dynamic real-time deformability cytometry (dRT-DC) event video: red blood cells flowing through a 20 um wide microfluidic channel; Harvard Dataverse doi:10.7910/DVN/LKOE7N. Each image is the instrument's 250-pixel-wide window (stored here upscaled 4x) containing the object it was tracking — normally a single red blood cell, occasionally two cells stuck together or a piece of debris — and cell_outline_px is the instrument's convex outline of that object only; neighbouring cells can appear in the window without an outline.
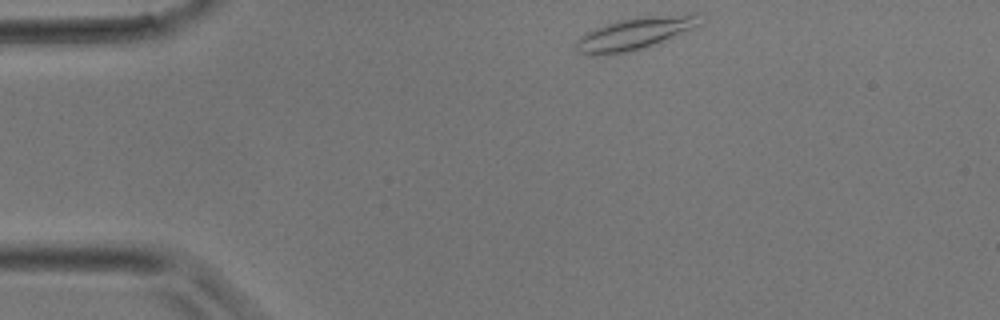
{"species": "common noctule bat (a hibernating species)", "species_latin": "Nyctalus noctula", "temperature_condition": "room temperature", "stored_images_in_passage": 4, "camera_frame_rate_fps": 3000, "um_per_image_px": 0.085, "animal": {"sex": "male", "body_mass_g": 17.9}, "frame": {"image": 1, "passage_image": 1, "time_ms": 0.0, "image_size_px": [1000, 320], "cell_outline_px": [[700, 24], [652, 44], [640, 48], [624, 52], [604, 56], [592, 56], [580, 52], [576, 48], [576, 40], [580, 36], [604, 24], [616, 20], [644, 16], [688, 12], [700, 12]], "centroid_in_image_um": [53.94, 2.81], "position_along_channel_um": 31.1, "area_um2": 23.0}}